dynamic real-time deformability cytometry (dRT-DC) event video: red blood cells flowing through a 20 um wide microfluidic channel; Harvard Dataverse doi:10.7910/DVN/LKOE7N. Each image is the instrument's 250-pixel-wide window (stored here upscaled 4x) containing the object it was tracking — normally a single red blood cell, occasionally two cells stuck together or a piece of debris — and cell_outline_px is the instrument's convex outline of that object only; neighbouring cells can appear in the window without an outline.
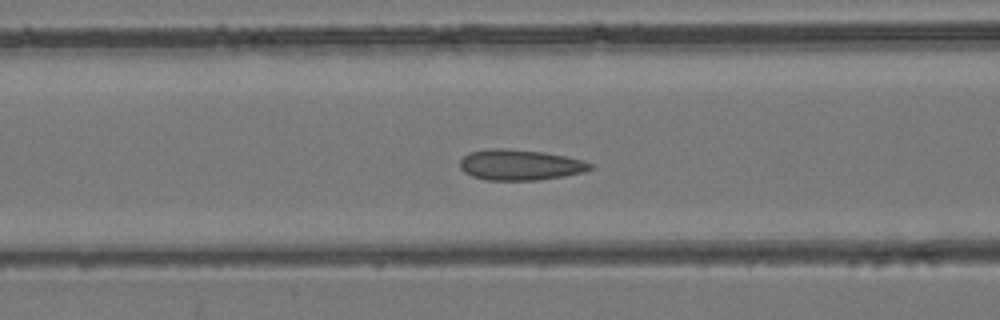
{"species": "common noctule bat (a hibernating species)", "species_latin": "Nyctalus noctula", "temperature_condition": "room temperature", "stored_images_in_passage": 47, "camera_frame_rate_fps": 3000, "um_per_image_px": 0.085, "animal": {"sex": "female", "body_mass_g": 24.6, "forearm_length_mm": 56.2}, "frame": {"image": 1, "passage_image": 19, "time_ms": 6.0, "image_size_px": [1000, 320], "cell_outline_px": [[596, 164], [592, 168], [584, 172], [564, 176], [536, 180], [484, 180], [472, 176], [464, 172], [460, 168], [460, 160], [468, 152], [488, 148], [508, 148], [544, 152], [584, 160]], "centroid_in_image_um": [44.2, 14.0], "position_along_channel_um": 122.4, "area_um2": 23.58}}
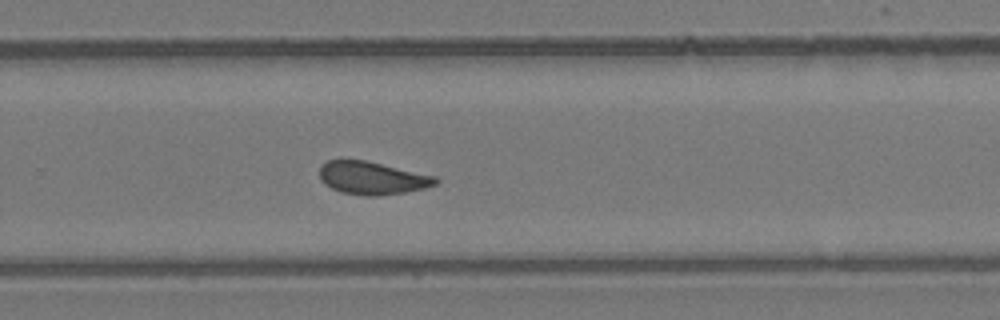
{"frame": {"image": 2, "passage_image": 31, "time_ms": 10.0, "image_size_px": [1000, 320], "cell_outline_px": [[440, 180], [436, 184], [424, 188], [404, 192], [380, 196], [364, 196], [340, 192], [324, 184], [320, 180], [320, 168], [328, 160], [364, 160], [436, 176]], "centroid_in_image_um": [31.64, 15.14], "position_along_channel_um": 298.2, "area_um2": 22.14}}
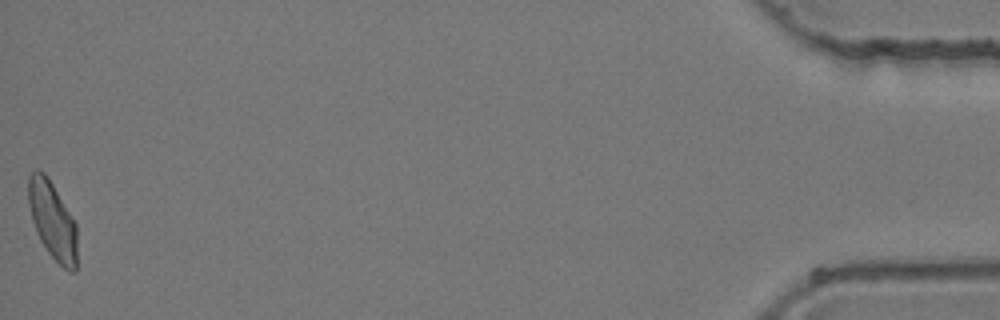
{"frame": {"image": 3, "passage_image": 47, "time_ms": 15.333, "image_size_px": [1000, 320], "cell_outline_px": [[76, 272], [72, 272], [64, 268], [48, 252], [40, 240], [36, 232], [32, 220], [28, 204], [28, 176], [36, 168], [44, 172], [52, 184], [76, 224]], "centroid_in_image_um": [4.44, 18.73], "position_along_channel_um": 430.8, "area_um2": 21.79}}